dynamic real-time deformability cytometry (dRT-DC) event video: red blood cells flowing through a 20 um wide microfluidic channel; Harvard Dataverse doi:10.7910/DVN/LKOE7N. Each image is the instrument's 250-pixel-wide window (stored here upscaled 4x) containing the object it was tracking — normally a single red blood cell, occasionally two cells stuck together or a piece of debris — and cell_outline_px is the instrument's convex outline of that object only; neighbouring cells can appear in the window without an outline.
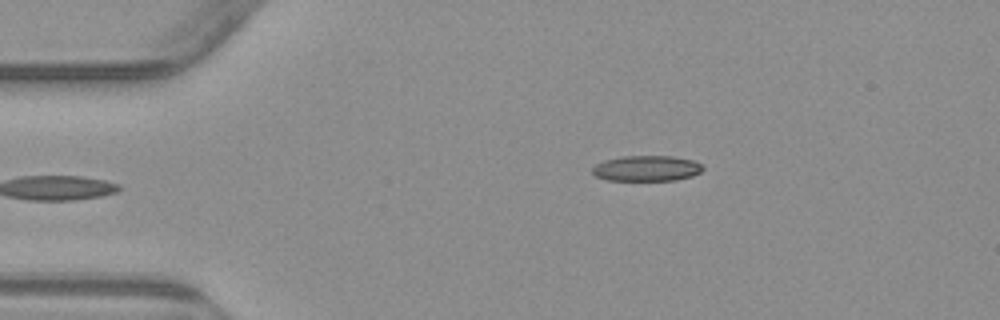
{"species": "common noctule bat (a hibernating species)", "species_latin": "Nyctalus noctula", "temperature_condition": "warm", "stored_images_in_passage": 45, "camera_frame_rate_fps": 3000, "um_per_image_px": 0.085, "animal": {"sex": "male", "body_mass_g": 23.1, "forearm_length_mm": 52.7}, "frame": {"image": 1, "passage_image": 1, "time_ms": 0.0, "image_size_px": [1000, 320], "cell_outline_px": [[704, 168], [700, 172], [692, 176], [676, 180], [608, 180], [596, 176], [592, 172], [592, 168], [596, 164], [604, 160], [620, 156], [672, 156], [692, 160], [704, 164]], "centroid_in_image_um": [54.98, 14.3], "position_along_channel_um": 30.0, "area_um2": 16.53}}
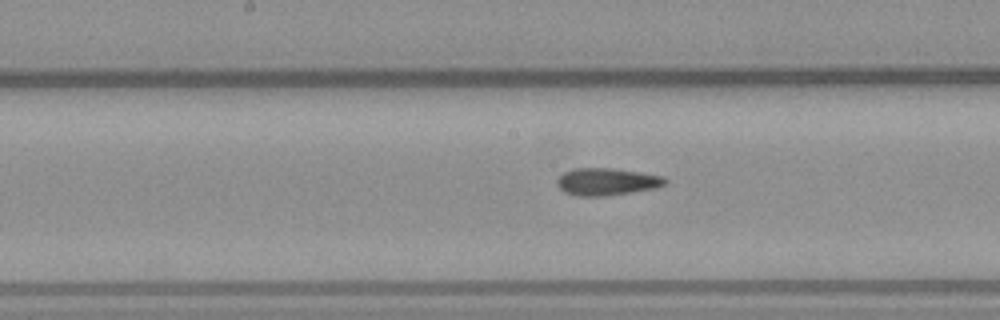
{"frame": {"image": 2, "passage_image": 18, "time_ms": 5.667, "image_size_px": [1000, 320], "cell_outline_px": [[668, 180], [664, 184], [656, 188], [604, 196], [576, 196], [564, 192], [556, 184], [556, 180], [564, 172], [572, 168], [612, 168], [640, 172], [664, 176]], "centroid_in_image_um": [51.55, 15.44], "position_along_channel_um": 196.6, "area_um2": 17.22}}
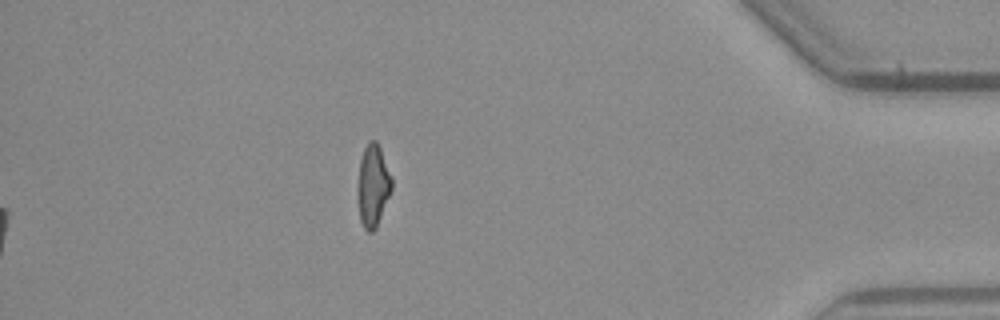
{"frame": {"image": 3, "passage_image": 38, "time_ms": 12.333, "image_size_px": [1000, 320], "cell_outline_px": [[392, 188], [376, 228], [372, 232], [368, 232], [364, 228], [360, 220], [356, 196], [360, 160], [364, 148], [368, 140], [376, 140], [380, 148], [392, 176]], "centroid_in_image_um": [31.68, 15.78], "position_along_channel_um": 403.5, "area_um2": 16.47}, "authors_computed_cell_mechanics": {"area_um2": 16.762, "velocity_mm_per_s": 3.8435, "shape_relaxation_time_tau1_ms": null, "shape_relaxation_time_tau2_ms": 3.6552, "deformation_change_tau1": null, "deformation_change_tau2": 0.1248}}